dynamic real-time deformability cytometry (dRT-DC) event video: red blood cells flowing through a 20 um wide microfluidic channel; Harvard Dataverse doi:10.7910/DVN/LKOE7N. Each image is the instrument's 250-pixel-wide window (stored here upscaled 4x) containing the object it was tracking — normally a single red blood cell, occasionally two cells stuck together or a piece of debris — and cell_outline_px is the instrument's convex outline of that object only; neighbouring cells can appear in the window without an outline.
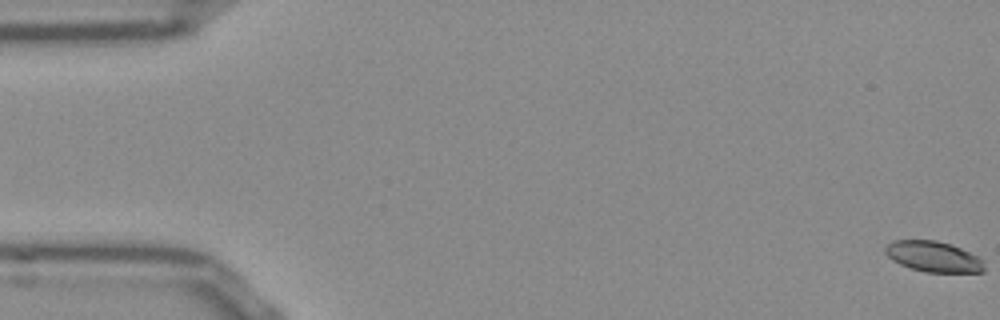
{"species": "Egyptian fruit bat (a non-hibernating species)", "species_latin": "Rousettus aegyptiacus", "temperature_condition": "room temperature", "stored_images_in_passage": 55, "camera_frame_rate_fps": 3000, "um_per_image_px": 0.085, "frame": {"image": 1, "passage_image": 1, "time_ms": 0.0, "image_size_px": [1000, 320], "cell_outline_px": [[984, 272], [924, 272], [900, 264], [892, 260], [884, 252], [884, 248], [892, 240], [936, 240], [960, 248], [984, 260]], "centroid_in_image_um": [79.32, 21.81], "position_along_channel_um": 5.7, "area_um2": 17.57}}
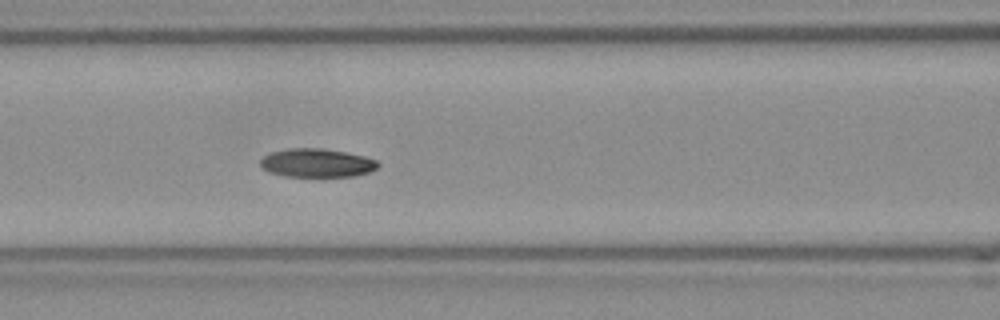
{"frame": {"image": 2, "passage_image": 23, "time_ms": 7.333, "image_size_px": [1000, 320], "cell_outline_px": [[380, 164], [376, 168], [368, 172], [352, 176], [284, 176], [268, 172], [260, 164], [260, 160], [264, 156], [272, 152], [288, 148], [320, 148], [344, 152], [364, 156], [376, 160]], "centroid_in_image_um": [26.91, 13.84], "position_along_channel_um": 139.7, "area_um2": 19.36}}
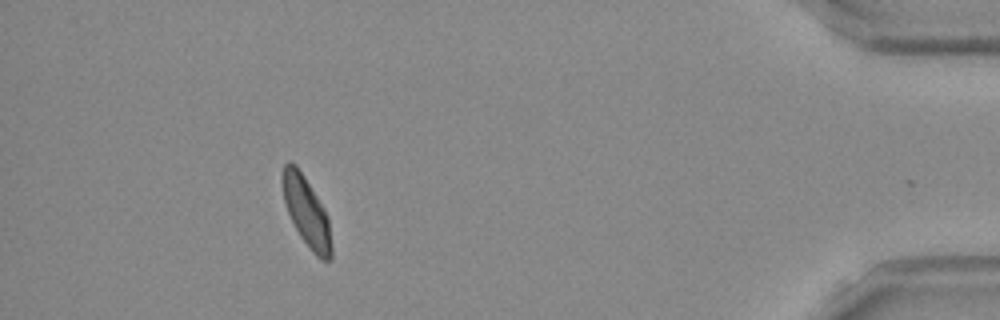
{"frame": {"image": 3, "passage_image": 49, "time_ms": 16.0, "image_size_px": [1000, 320], "cell_outline_px": [[332, 260], [320, 260], [312, 252], [300, 236], [288, 212], [284, 200], [280, 180], [280, 176], [284, 164], [288, 160], [296, 164], [324, 208], [328, 216], [332, 244]], "centroid_in_image_um": [26.04, 17.99], "position_along_channel_um": 409.2, "area_um2": 20.0}, "authors_computed_cell_mechanics": {"area_um2": 19.7098, "velocity_mm_per_s": 3.8162, "shape_relaxation_time_tau1_ms": 4.0061, "shape_relaxation_time_tau2_ms": 5.5613, "deformation_change_tau1": 0.1129, "deformation_change_tau2": 0.0866}}